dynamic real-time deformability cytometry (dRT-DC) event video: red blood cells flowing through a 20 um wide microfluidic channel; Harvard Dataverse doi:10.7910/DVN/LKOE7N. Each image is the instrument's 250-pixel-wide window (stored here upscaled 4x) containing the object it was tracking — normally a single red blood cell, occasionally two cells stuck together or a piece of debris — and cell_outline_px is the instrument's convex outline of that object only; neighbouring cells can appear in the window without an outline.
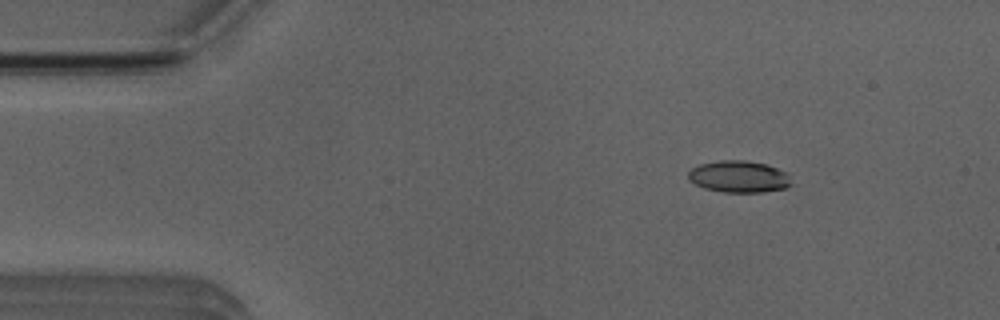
{"species": "Egyptian fruit bat (a non-hibernating species)", "species_latin": "Rousettus aegyptiacus", "temperature_condition": "room temperature", "stored_images_in_passage": 4, "camera_frame_rate_fps": 3000, "um_per_image_px": 0.085, "animal": {"sex": "male"}, "frame": {"image": 1, "passage_image": 2, "time_ms": 1.333, "image_size_px": [1000, 320], "cell_outline_px": [[792, 184], [788, 188], [764, 192], [724, 192], [704, 188], [688, 180], [688, 172], [692, 168], [700, 164], [720, 160], [744, 160], [764, 164], [788, 172]], "centroid_in_image_um": [62.83, 15.02], "position_along_channel_um": 22.2, "area_um2": 19.19}}